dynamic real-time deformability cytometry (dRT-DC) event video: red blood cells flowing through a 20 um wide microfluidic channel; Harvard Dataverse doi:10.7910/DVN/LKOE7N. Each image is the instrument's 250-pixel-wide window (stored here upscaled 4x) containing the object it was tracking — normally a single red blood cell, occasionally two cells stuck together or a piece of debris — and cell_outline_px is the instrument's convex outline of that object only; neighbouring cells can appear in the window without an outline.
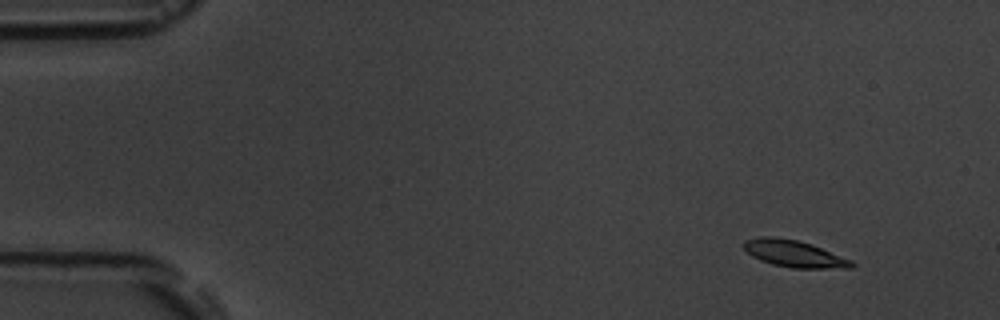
{"species": "common noctule bat (a hibernating species)", "species_latin": "Nyctalus noctula", "temperature_condition": "room temperature", "stored_images_in_passage": 5, "camera_frame_rate_fps": 3000, "um_per_image_px": 0.085, "animal": {"sex": "male", "body_mass_g": 19.5, "forearm_length_mm": 54.6}, "frame": {"image": 1, "passage_image": 2, "time_ms": 1.0, "image_size_px": [1000, 320], "cell_outline_px": [[856, 264], [852, 268], [792, 268], [772, 264], [760, 260], [752, 256], [744, 248], [744, 240], [760, 236], [776, 236], [796, 240], [812, 244], [852, 260]], "centroid_in_image_um": [67.51, 21.56], "position_along_channel_um": 17.5, "area_um2": 16.94}}